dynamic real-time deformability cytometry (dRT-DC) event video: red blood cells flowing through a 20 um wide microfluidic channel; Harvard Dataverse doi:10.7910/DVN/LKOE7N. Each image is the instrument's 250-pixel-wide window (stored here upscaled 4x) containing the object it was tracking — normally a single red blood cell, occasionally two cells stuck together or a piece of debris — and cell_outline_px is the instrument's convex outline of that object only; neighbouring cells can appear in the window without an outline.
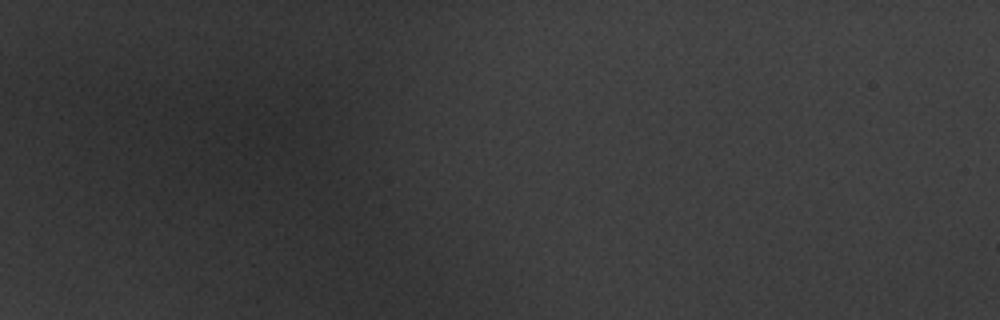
{"species": "common noctule bat (a hibernating species)", "species_latin": "Nyctalus noctula", "temperature_condition": "warm", "stored_images_in_passage": 2, "camera_frame_rate_fps": 3000, "um_per_image_px": 0.085, "animal": {"sex": "male", "body_mass_g": 20.1, "forearm_length_mm": 53.5}, "frame": {"image": 1, "passage_image": 1, "time_ms": 0.0, "image_size_px": [1000, 320], "cell_outline_px": [[320, 156], [316, 160], [292, 168], [248, 148], [244, 136], [272, 112], [320, 136]], "centroid_in_image_um": [24.14, 12.03], "position_along_channel_um": 60.9, "area_um2": 19.25}}